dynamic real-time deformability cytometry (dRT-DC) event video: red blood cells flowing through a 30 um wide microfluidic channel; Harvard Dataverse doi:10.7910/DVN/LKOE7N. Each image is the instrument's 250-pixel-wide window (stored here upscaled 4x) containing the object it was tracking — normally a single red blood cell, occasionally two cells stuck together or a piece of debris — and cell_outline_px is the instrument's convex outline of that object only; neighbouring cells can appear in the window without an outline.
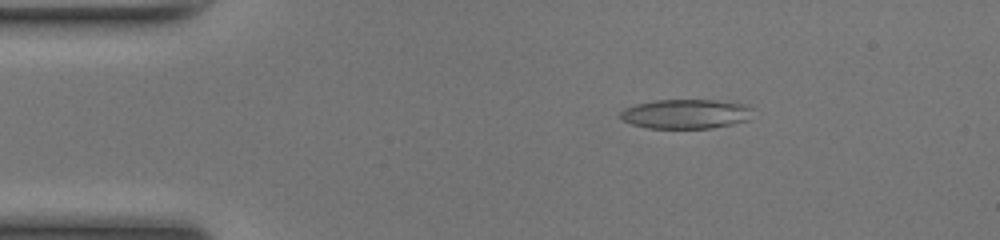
{"species": "common noctule bat (a hibernating species)", "species_latin": "Nyctalus noctula", "temperature_condition": "room temperature", "stored_images_in_passage": 43, "camera_frame_rate_fps": 3000, "um_per_image_px": 0.085, "animal": {"sex": "female", "body_mass_g": 17.0, "forearm_length_mm": 48.0}, "frame": {"image": 1, "passage_image": 2, "time_ms": 0.333, "image_size_px": [1000, 240], "cell_outline_px": [[752, 108], [748, 120], [732, 124], [712, 128], [648, 128], [632, 124], [620, 120], [620, 112], [624, 108], [636, 104], [656, 100], [716, 100], [744, 104]], "centroid_in_image_um": [58.26, 9.68], "position_along_channel_um": 26.7, "area_um2": 22.72}}
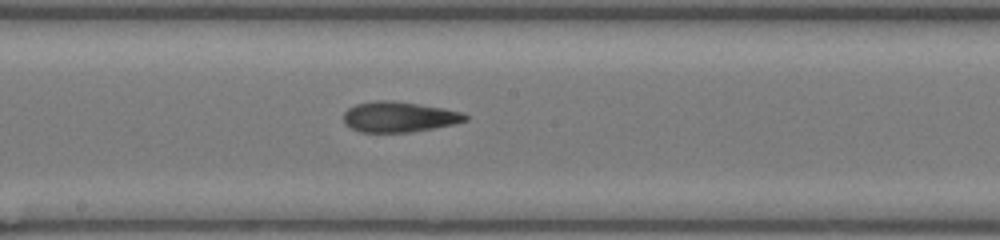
{"frame": {"image": 2, "passage_image": 20, "time_ms": 6.333, "image_size_px": [1000, 240], "cell_outline_px": [[468, 120], [452, 124], [412, 132], [360, 132], [344, 124], [344, 112], [348, 108], [356, 104], [376, 100], [392, 100], [444, 108], [464, 112], [468, 116]], "centroid_in_image_um": [33.91, 9.93], "position_along_channel_um": 214.3, "area_um2": 21.62}}
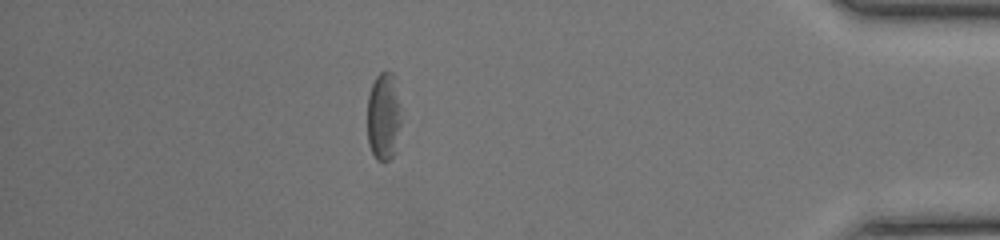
{"frame": {"image": 3, "passage_image": 37, "time_ms": 12.0, "image_size_px": [1000, 240], "cell_outline_px": [[400, 124], [396, 152], [384, 164], [376, 160], [368, 144], [368, 96], [372, 84], [376, 76], [380, 72], [392, 72], [396, 76], [400, 104]], "centroid_in_image_um": [32.62, 9.91], "position_along_channel_um": 402.6, "area_um2": 17.8}, "authors_computed_cell_mechanics": {"area_um2": 21.5016, "velocity_mm_per_s": 4.153, "shape_relaxation_time_tau1_ms": 7.9145, "shape_relaxation_time_tau2_ms": 5.4506, "deformation_change_tau1": 0.1838, "deformation_change_tau2": 0.1902}}